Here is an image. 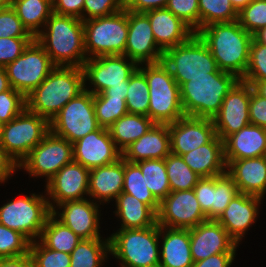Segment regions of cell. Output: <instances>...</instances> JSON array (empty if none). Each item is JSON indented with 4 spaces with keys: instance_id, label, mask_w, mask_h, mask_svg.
<instances>
[{
    "instance_id": "34",
    "label": "cell",
    "mask_w": 266,
    "mask_h": 267,
    "mask_svg": "<svg viewBox=\"0 0 266 267\" xmlns=\"http://www.w3.org/2000/svg\"><path fill=\"white\" fill-rule=\"evenodd\" d=\"M38 240L49 249L70 254L81 238L51 213Z\"/></svg>"
},
{
    "instance_id": "19",
    "label": "cell",
    "mask_w": 266,
    "mask_h": 267,
    "mask_svg": "<svg viewBox=\"0 0 266 267\" xmlns=\"http://www.w3.org/2000/svg\"><path fill=\"white\" fill-rule=\"evenodd\" d=\"M99 204L91 199L66 201L55 206L52 214L81 239L102 238ZM57 207V209H56ZM60 209V211H58ZM62 210V212H61Z\"/></svg>"
},
{
    "instance_id": "49",
    "label": "cell",
    "mask_w": 266,
    "mask_h": 267,
    "mask_svg": "<svg viewBox=\"0 0 266 267\" xmlns=\"http://www.w3.org/2000/svg\"><path fill=\"white\" fill-rule=\"evenodd\" d=\"M125 8V0H85L83 21L109 16Z\"/></svg>"
},
{
    "instance_id": "15",
    "label": "cell",
    "mask_w": 266,
    "mask_h": 267,
    "mask_svg": "<svg viewBox=\"0 0 266 267\" xmlns=\"http://www.w3.org/2000/svg\"><path fill=\"white\" fill-rule=\"evenodd\" d=\"M206 220L193 189L171 192L157 212V224L168 228L190 229Z\"/></svg>"
},
{
    "instance_id": "64",
    "label": "cell",
    "mask_w": 266,
    "mask_h": 267,
    "mask_svg": "<svg viewBox=\"0 0 266 267\" xmlns=\"http://www.w3.org/2000/svg\"><path fill=\"white\" fill-rule=\"evenodd\" d=\"M10 1L11 0H0V10H3L10 6Z\"/></svg>"
},
{
    "instance_id": "3",
    "label": "cell",
    "mask_w": 266,
    "mask_h": 267,
    "mask_svg": "<svg viewBox=\"0 0 266 267\" xmlns=\"http://www.w3.org/2000/svg\"><path fill=\"white\" fill-rule=\"evenodd\" d=\"M84 90L82 68L55 66L47 78L26 96V108L49 122Z\"/></svg>"
},
{
    "instance_id": "33",
    "label": "cell",
    "mask_w": 266,
    "mask_h": 267,
    "mask_svg": "<svg viewBox=\"0 0 266 267\" xmlns=\"http://www.w3.org/2000/svg\"><path fill=\"white\" fill-rule=\"evenodd\" d=\"M10 5L33 37L44 28L53 13L52 0H11Z\"/></svg>"
},
{
    "instance_id": "42",
    "label": "cell",
    "mask_w": 266,
    "mask_h": 267,
    "mask_svg": "<svg viewBox=\"0 0 266 267\" xmlns=\"http://www.w3.org/2000/svg\"><path fill=\"white\" fill-rule=\"evenodd\" d=\"M93 105L99 126L106 129L128 113L126 99L101 98L94 94Z\"/></svg>"
},
{
    "instance_id": "26",
    "label": "cell",
    "mask_w": 266,
    "mask_h": 267,
    "mask_svg": "<svg viewBox=\"0 0 266 267\" xmlns=\"http://www.w3.org/2000/svg\"><path fill=\"white\" fill-rule=\"evenodd\" d=\"M171 153L168 124L155 123L123 152L122 158L131 163L149 159H165Z\"/></svg>"
},
{
    "instance_id": "63",
    "label": "cell",
    "mask_w": 266,
    "mask_h": 267,
    "mask_svg": "<svg viewBox=\"0 0 266 267\" xmlns=\"http://www.w3.org/2000/svg\"><path fill=\"white\" fill-rule=\"evenodd\" d=\"M252 0H230L231 4L237 12H240L246 7Z\"/></svg>"
},
{
    "instance_id": "54",
    "label": "cell",
    "mask_w": 266,
    "mask_h": 267,
    "mask_svg": "<svg viewBox=\"0 0 266 267\" xmlns=\"http://www.w3.org/2000/svg\"><path fill=\"white\" fill-rule=\"evenodd\" d=\"M85 0H52L53 13L80 18L83 21Z\"/></svg>"
},
{
    "instance_id": "8",
    "label": "cell",
    "mask_w": 266,
    "mask_h": 267,
    "mask_svg": "<svg viewBox=\"0 0 266 267\" xmlns=\"http://www.w3.org/2000/svg\"><path fill=\"white\" fill-rule=\"evenodd\" d=\"M162 62L179 86L189 82L190 78L209 76L219 70L207 45L197 34L185 43L165 50Z\"/></svg>"
},
{
    "instance_id": "65",
    "label": "cell",
    "mask_w": 266,
    "mask_h": 267,
    "mask_svg": "<svg viewBox=\"0 0 266 267\" xmlns=\"http://www.w3.org/2000/svg\"><path fill=\"white\" fill-rule=\"evenodd\" d=\"M1 127H2V124L0 123V137H1Z\"/></svg>"
},
{
    "instance_id": "4",
    "label": "cell",
    "mask_w": 266,
    "mask_h": 267,
    "mask_svg": "<svg viewBox=\"0 0 266 267\" xmlns=\"http://www.w3.org/2000/svg\"><path fill=\"white\" fill-rule=\"evenodd\" d=\"M239 80L235 74L222 70L209 73V76L190 78L180 86L184 115L213 119L225 96Z\"/></svg>"
},
{
    "instance_id": "43",
    "label": "cell",
    "mask_w": 266,
    "mask_h": 267,
    "mask_svg": "<svg viewBox=\"0 0 266 267\" xmlns=\"http://www.w3.org/2000/svg\"><path fill=\"white\" fill-rule=\"evenodd\" d=\"M30 241L21 233L0 223V258H15L29 254Z\"/></svg>"
},
{
    "instance_id": "39",
    "label": "cell",
    "mask_w": 266,
    "mask_h": 267,
    "mask_svg": "<svg viewBox=\"0 0 266 267\" xmlns=\"http://www.w3.org/2000/svg\"><path fill=\"white\" fill-rule=\"evenodd\" d=\"M239 194L234 179L225 172L219 176H213L212 207L205 214L207 220H217L225 211L230 201Z\"/></svg>"
},
{
    "instance_id": "56",
    "label": "cell",
    "mask_w": 266,
    "mask_h": 267,
    "mask_svg": "<svg viewBox=\"0 0 266 267\" xmlns=\"http://www.w3.org/2000/svg\"><path fill=\"white\" fill-rule=\"evenodd\" d=\"M168 0H125V9L131 12H146L166 7Z\"/></svg>"
},
{
    "instance_id": "28",
    "label": "cell",
    "mask_w": 266,
    "mask_h": 267,
    "mask_svg": "<svg viewBox=\"0 0 266 267\" xmlns=\"http://www.w3.org/2000/svg\"><path fill=\"white\" fill-rule=\"evenodd\" d=\"M223 143L225 160L266 156V128L248 124Z\"/></svg>"
},
{
    "instance_id": "58",
    "label": "cell",
    "mask_w": 266,
    "mask_h": 267,
    "mask_svg": "<svg viewBox=\"0 0 266 267\" xmlns=\"http://www.w3.org/2000/svg\"><path fill=\"white\" fill-rule=\"evenodd\" d=\"M128 92V81H124V85H113L107 88L103 93L98 95L101 98H116V99H126Z\"/></svg>"
},
{
    "instance_id": "44",
    "label": "cell",
    "mask_w": 266,
    "mask_h": 267,
    "mask_svg": "<svg viewBox=\"0 0 266 267\" xmlns=\"http://www.w3.org/2000/svg\"><path fill=\"white\" fill-rule=\"evenodd\" d=\"M33 267H70V254L45 247L39 240L30 243Z\"/></svg>"
},
{
    "instance_id": "57",
    "label": "cell",
    "mask_w": 266,
    "mask_h": 267,
    "mask_svg": "<svg viewBox=\"0 0 266 267\" xmlns=\"http://www.w3.org/2000/svg\"><path fill=\"white\" fill-rule=\"evenodd\" d=\"M18 169L16 162L0 146V184L5 183Z\"/></svg>"
},
{
    "instance_id": "59",
    "label": "cell",
    "mask_w": 266,
    "mask_h": 267,
    "mask_svg": "<svg viewBox=\"0 0 266 267\" xmlns=\"http://www.w3.org/2000/svg\"><path fill=\"white\" fill-rule=\"evenodd\" d=\"M0 267H33L30 254L15 258H0Z\"/></svg>"
},
{
    "instance_id": "13",
    "label": "cell",
    "mask_w": 266,
    "mask_h": 267,
    "mask_svg": "<svg viewBox=\"0 0 266 267\" xmlns=\"http://www.w3.org/2000/svg\"><path fill=\"white\" fill-rule=\"evenodd\" d=\"M73 161V144L51 131L21 161L31 177H46V183L66 164Z\"/></svg>"
},
{
    "instance_id": "37",
    "label": "cell",
    "mask_w": 266,
    "mask_h": 267,
    "mask_svg": "<svg viewBox=\"0 0 266 267\" xmlns=\"http://www.w3.org/2000/svg\"><path fill=\"white\" fill-rule=\"evenodd\" d=\"M122 192L134 196L137 200L148 205L157 214L160 202L146 186L140 168L135 163L127 162L125 160Z\"/></svg>"
},
{
    "instance_id": "1",
    "label": "cell",
    "mask_w": 266,
    "mask_h": 267,
    "mask_svg": "<svg viewBox=\"0 0 266 267\" xmlns=\"http://www.w3.org/2000/svg\"><path fill=\"white\" fill-rule=\"evenodd\" d=\"M196 34L207 45L219 70L235 74L239 79L244 76L253 35L238 20L211 23Z\"/></svg>"
},
{
    "instance_id": "61",
    "label": "cell",
    "mask_w": 266,
    "mask_h": 267,
    "mask_svg": "<svg viewBox=\"0 0 266 267\" xmlns=\"http://www.w3.org/2000/svg\"><path fill=\"white\" fill-rule=\"evenodd\" d=\"M11 88L5 67L0 66V93Z\"/></svg>"
},
{
    "instance_id": "23",
    "label": "cell",
    "mask_w": 266,
    "mask_h": 267,
    "mask_svg": "<svg viewBox=\"0 0 266 267\" xmlns=\"http://www.w3.org/2000/svg\"><path fill=\"white\" fill-rule=\"evenodd\" d=\"M262 201L260 197L239 193L217 219L238 245L256 222Z\"/></svg>"
},
{
    "instance_id": "12",
    "label": "cell",
    "mask_w": 266,
    "mask_h": 267,
    "mask_svg": "<svg viewBox=\"0 0 266 267\" xmlns=\"http://www.w3.org/2000/svg\"><path fill=\"white\" fill-rule=\"evenodd\" d=\"M54 67L43 47L33 39L5 69L10 86L26 97L47 78Z\"/></svg>"
},
{
    "instance_id": "24",
    "label": "cell",
    "mask_w": 266,
    "mask_h": 267,
    "mask_svg": "<svg viewBox=\"0 0 266 267\" xmlns=\"http://www.w3.org/2000/svg\"><path fill=\"white\" fill-rule=\"evenodd\" d=\"M158 47L165 50L188 41L195 32L166 7L144 12Z\"/></svg>"
},
{
    "instance_id": "27",
    "label": "cell",
    "mask_w": 266,
    "mask_h": 267,
    "mask_svg": "<svg viewBox=\"0 0 266 267\" xmlns=\"http://www.w3.org/2000/svg\"><path fill=\"white\" fill-rule=\"evenodd\" d=\"M123 181L124 159L122 157L115 163L93 168L89 172V198H93L92 200L99 204L110 203L122 193Z\"/></svg>"
},
{
    "instance_id": "2",
    "label": "cell",
    "mask_w": 266,
    "mask_h": 267,
    "mask_svg": "<svg viewBox=\"0 0 266 267\" xmlns=\"http://www.w3.org/2000/svg\"><path fill=\"white\" fill-rule=\"evenodd\" d=\"M55 66L82 68L85 53L84 27L80 18L52 13L34 37Z\"/></svg>"
},
{
    "instance_id": "32",
    "label": "cell",
    "mask_w": 266,
    "mask_h": 267,
    "mask_svg": "<svg viewBox=\"0 0 266 267\" xmlns=\"http://www.w3.org/2000/svg\"><path fill=\"white\" fill-rule=\"evenodd\" d=\"M155 123L148 117L126 113L109 128V133L116 148L122 153L132 142L138 140Z\"/></svg>"
},
{
    "instance_id": "52",
    "label": "cell",
    "mask_w": 266,
    "mask_h": 267,
    "mask_svg": "<svg viewBox=\"0 0 266 267\" xmlns=\"http://www.w3.org/2000/svg\"><path fill=\"white\" fill-rule=\"evenodd\" d=\"M250 124L266 128V98L258 95L251 86L249 101Z\"/></svg>"
},
{
    "instance_id": "9",
    "label": "cell",
    "mask_w": 266,
    "mask_h": 267,
    "mask_svg": "<svg viewBox=\"0 0 266 267\" xmlns=\"http://www.w3.org/2000/svg\"><path fill=\"white\" fill-rule=\"evenodd\" d=\"M51 213L47 195L31 193L3 204L0 207V223L32 242L40 238Z\"/></svg>"
},
{
    "instance_id": "10",
    "label": "cell",
    "mask_w": 266,
    "mask_h": 267,
    "mask_svg": "<svg viewBox=\"0 0 266 267\" xmlns=\"http://www.w3.org/2000/svg\"><path fill=\"white\" fill-rule=\"evenodd\" d=\"M50 132V122L25 108L1 127L0 146L17 165Z\"/></svg>"
},
{
    "instance_id": "62",
    "label": "cell",
    "mask_w": 266,
    "mask_h": 267,
    "mask_svg": "<svg viewBox=\"0 0 266 267\" xmlns=\"http://www.w3.org/2000/svg\"><path fill=\"white\" fill-rule=\"evenodd\" d=\"M253 39L260 44L266 45V27L261 28L253 34Z\"/></svg>"
},
{
    "instance_id": "50",
    "label": "cell",
    "mask_w": 266,
    "mask_h": 267,
    "mask_svg": "<svg viewBox=\"0 0 266 267\" xmlns=\"http://www.w3.org/2000/svg\"><path fill=\"white\" fill-rule=\"evenodd\" d=\"M8 37H33L23 26L11 5L0 10V38Z\"/></svg>"
},
{
    "instance_id": "35",
    "label": "cell",
    "mask_w": 266,
    "mask_h": 267,
    "mask_svg": "<svg viewBox=\"0 0 266 267\" xmlns=\"http://www.w3.org/2000/svg\"><path fill=\"white\" fill-rule=\"evenodd\" d=\"M109 237L81 239L76 248L70 253V267H101L109 259Z\"/></svg>"
},
{
    "instance_id": "14",
    "label": "cell",
    "mask_w": 266,
    "mask_h": 267,
    "mask_svg": "<svg viewBox=\"0 0 266 267\" xmlns=\"http://www.w3.org/2000/svg\"><path fill=\"white\" fill-rule=\"evenodd\" d=\"M137 68L138 65L125 55H102L88 58L82 66L84 89L94 95L103 93L113 85H124V81H129ZM92 85L93 88H91Z\"/></svg>"
},
{
    "instance_id": "5",
    "label": "cell",
    "mask_w": 266,
    "mask_h": 267,
    "mask_svg": "<svg viewBox=\"0 0 266 267\" xmlns=\"http://www.w3.org/2000/svg\"><path fill=\"white\" fill-rule=\"evenodd\" d=\"M144 66V67H143ZM149 87L148 117L157 124H169L184 117L180 86L162 62L138 65Z\"/></svg>"
},
{
    "instance_id": "6",
    "label": "cell",
    "mask_w": 266,
    "mask_h": 267,
    "mask_svg": "<svg viewBox=\"0 0 266 267\" xmlns=\"http://www.w3.org/2000/svg\"><path fill=\"white\" fill-rule=\"evenodd\" d=\"M159 225L144 229H118L109 236L110 254L120 267H159Z\"/></svg>"
},
{
    "instance_id": "46",
    "label": "cell",
    "mask_w": 266,
    "mask_h": 267,
    "mask_svg": "<svg viewBox=\"0 0 266 267\" xmlns=\"http://www.w3.org/2000/svg\"><path fill=\"white\" fill-rule=\"evenodd\" d=\"M242 81H266V45L254 39L250 45L249 63Z\"/></svg>"
},
{
    "instance_id": "55",
    "label": "cell",
    "mask_w": 266,
    "mask_h": 267,
    "mask_svg": "<svg viewBox=\"0 0 266 267\" xmlns=\"http://www.w3.org/2000/svg\"><path fill=\"white\" fill-rule=\"evenodd\" d=\"M235 257L236 253H218L194 262L192 267H230Z\"/></svg>"
},
{
    "instance_id": "45",
    "label": "cell",
    "mask_w": 266,
    "mask_h": 267,
    "mask_svg": "<svg viewBox=\"0 0 266 267\" xmlns=\"http://www.w3.org/2000/svg\"><path fill=\"white\" fill-rule=\"evenodd\" d=\"M238 21L251 35L266 27V0H252L238 12Z\"/></svg>"
},
{
    "instance_id": "21",
    "label": "cell",
    "mask_w": 266,
    "mask_h": 267,
    "mask_svg": "<svg viewBox=\"0 0 266 267\" xmlns=\"http://www.w3.org/2000/svg\"><path fill=\"white\" fill-rule=\"evenodd\" d=\"M193 262L218 253H236L238 244L217 220H206L189 229Z\"/></svg>"
},
{
    "instance_id": "53",
    "label": "cell",
    "mask_w": 266,
    "mask_h": 267,
    "mask_svg": "<svg viewBox=\"0 0 266 267\" xmlns=\"http://www.w3.org/2000/svg\"><path fill=\"white\" fill-rule=\"evenodd\" d=\"M193 190L201 206V210L206 214L212 207L213 177L200 178Z\"/></svg>"
},
{
    "instance_id": "60",
    "label": "cell",
    "mask_w": 266,
    "mask_h": 267,
    "mask_svg": "<svg viewBox=\"0 0 266 267\" xmlns=\"http://www.w3.org/2000/svg\"><path fill=\"white\" fill-rule=\"evenodd\" d=\"M249 83L253 90L263 98H266V81H244Z\"/></svg>"
},
{
    "instance_id": "20",
    "label": "cell",
    "mask_w": 266,
    "mask_h": 267,
    "mask_svg": "<svg viewBox=\"0 0 266 267\" xmlns=\"http://www.w3.org/2000/svg\"><path fill=\"white\" fill-rule=\"evenodd\" d=\"M121 157L106 128L100 127L73 143V161L89 170L115 163Z\"/></svg>"
},
{
    "instance_id": "7",
    "label": "cell",
    "mask_w": 266,
    "mask_h": 267,
    "mask_svg": "<svg viewBox=\"0 0 266 267\" xmlns=\"http://www.w3.org/2000/svg\"><path fill=\"white\" fill-rule=\"evenodd\" d=\"M87 58L124 55L128 35V10L83 21Z\"/></svg>"
},
{
    "instance_id": "36",
    "label": "cell",
    "mask_w": 266,
    "mask_h": 267,
    "mask_svg": "<svg viewBox=\"0 0 266 267\" xmlns=\"http://www.w3.org/2000/svg\"><path fill=\"white\" fill-rule=\"evenodd\" d=\"M135 164L140 168L146 186L159 202L171 193L165 159H149Z\"/></svg>"
},
{
    "instance_id": "29",
    "label": "cell",
    "mask_w": 266,
    "mask_h": 267,
    "mask_svg": "<svg viewBox=\"0 0 266 267\" xmlns=\"http://www.w3.org/2000/svg\"><path fill=\"white\" fill-rule=\"evenodd\" d=\"M159 267H192L189 229L159 226Z\"/></svg>"
},
{
    "instance_id": "22",
    "label": "cell",
    "mask_w": 266,
    "mask_h": 267,
    "mask_svg": "<svg viewBox=\"0 0 266 267\" xmlns=\"http://www.w3.org/2000/svg\"><path fill=\"white\" fill-rule=\"evenodd\" d=\"M171 153L183 155L209 143L216 131L212 119L184 116L169 123Z\"/></svg>"
},
{
    "instance_id": "47",
    "label": "cell",
    "mask_w": 266,
    "mask_h": 267,
    "mask_svg": "<svg viewBox=\"0 0 266 267\" xmlns=\"http://www.w3.org/2000/svg\"><path fill=\"white\" fill-rule=\"evenodd\" d=\"M166 8L186 23L195 34L200 30L198 0H168Z\"/></svg>"
},
{
    "instance_id": "11",
    "label": "cell",
    "mask_w": 266,
    "mask_h": 267,
    "mask_svg": "<svg viewBox=\"0 0 266 267\" xmlns=\"http://www.w3.org/2000/svg\"><path fill=\"white\" fill-rule=\"evenodd\" d=\"M100 128L93 105V94L83 90L50 121V131L71 144Z\"/></svg>"
},
{
    "instance_id": "40",
    "label": "cell",
    "mask_w": 266,
    "mask_h": 267,
    "mask_svg": "<svg viewBox=\"0 0 266 267\" xmlns=\"http://www.w3.org/2000/svg\"><path fill=\"white\" fill-rule=\"evenodd\" d=\"M149 87L145 75L137 68L128 81L126 107L128 113L148 116Z\"/></svg>"
},
{
    "instance_id": "30",
    "label": "cell",
    "mask_w": 266,
    "mask_h": 267,
    "mask_svg": "<svg viewBox=\"0 0 266 267\" xmlns=\"http://www.w3.org/2000/svg\"><path fill=\"white\" fill-rule=\"evenodd\" d=\"M181 157L201 178L219 176L227 172L224 143L217 135L209 143L199 146Z\"/></svg>"
},
{
    "instance_id": "51",
    "label": "cell",
    "mask_w": 266,
    "mask_h": 267,
    "mask_svg": "<svg viewBox=\"0 0 266 267\" xmlns=\"http://www.w3.org/2000/svg\"><path fill=\"white\" fill-rule=\"evenodd\" d=\"M34 37L0 38V66L6 67L19 57Z\"/></svg>"
},
{
    "instance_id": "25",
    "label": "cell",
    "mask_w": 266,
    "mask_h": 267,
    "mask_svg": "<svg viewBox=\"0 0 266 267\" xmlns=\"http://www.w3.org/2000/svg\"><path fill=\"white\" fill-rule=\"evenodd\" d=\"M225 161L227 173L234 179L239 193L264 198L266 193V156Z\"/></svg>"
},
{
    "instance_id": "38",
    "label": "cell",
    "mask_w": 266,
    "mask_h": 267,
    "mask_svg": "<svg viewBox=\"0 0 266 267\" xmlns=\"http://www.w3.org/2000/svg\"><path fill=\"white\" fill-rule=\"evenodd\" d=\"M165 167L171 192L194 189L201 178L184 162L180 155L170 153L165 158Z\"/></svg>"
},
{
    "instance_id": "48",
    "label": "cell",
    "mask_w": 266,
    "mask_h": 267,
    "mask_svg": "<svg viewBox=\"0 0 266 267\" xmlns=\"http://www.w3.org/2000/svg\"><path fill=\"white\" fill-rule=\"evenodd\" d=\"M26 108V97L12 87L0 93V123L6 124Z\"/></svg>"
},
{
    "instance_id": "41",
    "label": "cell",
    "mask_w": 266,
    "mask_h": 267,
    "mask_svg": "<svg viewBox=\"0 0 266 267\" xmlns=\"http://www.w3.org/2000/svg\"><path fill=\"white\" fill-rule=\"evenodd\" d=\"M200 29L211 23L232 22L238 20V12L230 0H198Z\"/></svg>"
},
{
    "instance_id": "31",
    "label": "cell",
    "mask_w": 266,
    "mask_h": 267,
    "mask_svg": "<svg viewBox=\"0 0 266 267\" xmlns=\"http://www.w3.org/2000/svg\"><path fill=\"white\" fill-rule=\"evenodd\" d=\"M115 205L114 214L122 222L119 229H144L157 223V214L130 194L122 192Z\"/></svg>"
},
{
    "instance_id": "17",
    "label": "cell",
    "mask_w": 266,
    "mask_h": 267,
    "mask_svg": "<svg viewBox=\"0 0 266 267\" xmlns=\"http://www.w3.org/2000/svg\"><path fill=\"white\" fill-rule=\"evenodd\" d=\"M90 170L72 161L63 166L47 183L46 194L51 211L66 201L82 200L89 194ZM86 195V197H85ZM51 199V200H50Z\"/></svg>"
},
{
    "instance_id": "16",
    "label": "cell",
    "mask_w": 266,
    "mask_h": 267,
    "mask_svg": "<svg viewBox=\"0 0 266 267\" xmlns=\"http://www.w3.org/2000/svg\"><path fill=\"white\" fill-rule=\"evenodd\" d=\"M251 85L239 80L225 96L220 111L213 117L216 135L224 141L250 124Z\"/></svg>"
},
{
    "instance_id": "18",
    "label": "cell",
    "mask_w": 266,
    "mask_h": 267,
    "mask_svg": "<svg viewBox=\"0 0 266 267\" xmlns=\"http://www.w3.org/2000/svg\"><path fill=\"white\" fill-rule=\"evenodd\" d=\"M124 55L137 65L162 61L148 16L144 12L128 11V35Z\"/></svg>"
}]
</instances>
